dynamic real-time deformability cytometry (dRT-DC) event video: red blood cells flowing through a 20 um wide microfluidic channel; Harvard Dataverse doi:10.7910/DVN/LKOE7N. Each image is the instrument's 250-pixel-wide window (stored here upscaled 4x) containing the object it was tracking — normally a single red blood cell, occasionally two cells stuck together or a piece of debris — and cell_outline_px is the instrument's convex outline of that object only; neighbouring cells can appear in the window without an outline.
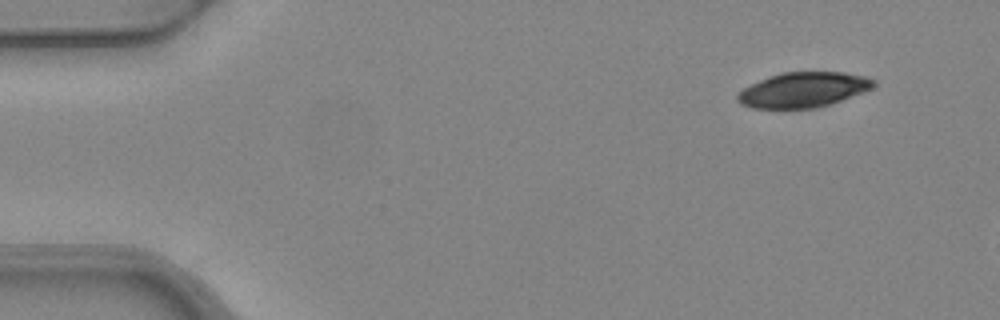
{"species": "common noctule bat (a hibernating species)", "species_latin": "Nyctalus noctula", "temperature_condition": "warm", "stored_images_in_passage": 3, "camera_frame_rate_fps": 3000, "um_per_image_px": 0.085, "animal": {"sex": "female", "body_mass_g": 24.6, "forearm_length_mm": 56.2}, "frame": {"image": 1, "passage_image": 1, "time_ms": 0.0, "image_size_px": [1000, 320], "cell_outline_px": [[876, 84], [872, 88], [832, 104], [816, 108], [752, 108], [740, 104], [736, 100], [736, 96], [744, 88], [760, 80], [780, 72], [844, 72], [868, 76], [876, 80]], "centroid_in_image_um": [68.31, 7.63], "position_along_channel_um": 16.7, "area_um2": 27.92}}